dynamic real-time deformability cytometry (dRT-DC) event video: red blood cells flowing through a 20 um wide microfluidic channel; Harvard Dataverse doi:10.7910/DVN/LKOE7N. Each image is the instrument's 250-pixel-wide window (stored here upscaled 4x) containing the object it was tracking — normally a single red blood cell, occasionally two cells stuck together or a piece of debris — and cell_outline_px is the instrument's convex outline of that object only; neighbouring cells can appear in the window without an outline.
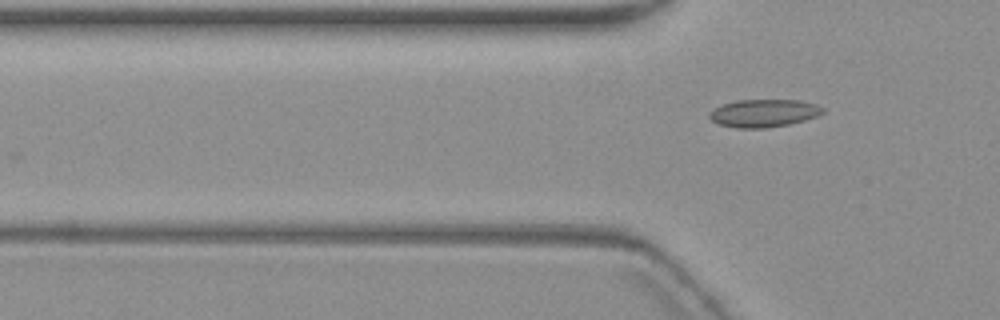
{"species": "common noctule bat (a hibernating species)", "species_latin": "Nyctalus noctula", "temperature_condition": "warm", "stored_images_in_passage": 5, "camera_frame_rate_fps": 3000, "um_per_image_px": 0.085, "animal": {"sex": "female", "body_mass_g": 19.3, "forearm_length_mm": 54.1}, "frame": {"image": 1, "passage_image": 5, "time_ms": 5.667, "image_size_px": [1000, 320], "cell_outline_px": [[824, 112], [816, 116], [804, 120], [788, 124], [764, 128], [736, 128], [720, 124], [712, 120], [708, 116], [716, 108], [724, 104], [736, 100], [800, 100], [816, 104], [824, 108]], "centroid_in_image_um": [64.95, 9.61], "position_along_channel_um": 60.9, "area_um2": 18.09}}